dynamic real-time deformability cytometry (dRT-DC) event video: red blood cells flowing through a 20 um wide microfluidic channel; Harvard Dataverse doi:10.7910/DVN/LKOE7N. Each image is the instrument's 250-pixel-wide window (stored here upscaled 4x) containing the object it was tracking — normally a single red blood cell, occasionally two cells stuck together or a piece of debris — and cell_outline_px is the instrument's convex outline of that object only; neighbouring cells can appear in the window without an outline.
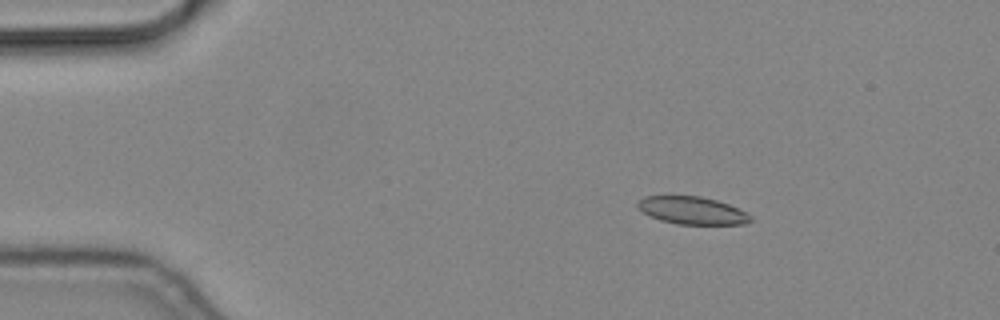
{"species": "common noctule bat (a hibernating species)", "species_latin": "Nyctalus noctula", "temperature_condition": "cold", "stored_images_in_passage": 57, "camera_frame_rate_fps": 3000, "um_per_image_px": 0.085, "animal": {"sex": "male", "body_mass_g": 19.2, "forearm_length_mm": 51.8}, "frame": {"image": 1, "passage_image": 10, "time_ms": 3.0, "image_size_px": [1000, 320], "cell_outline_px": [[752, 220], [744, 224], [676, 224], [660, 220], [648, 216], [636, 208], [636, 204], [644, 196], [700, 196], [716, 200], [728, 204], [752, 216]], "centroid_in_image_um": [58.78, 17.89], "position_along_channel_um": 26.2, "area_um2": 18.15}}
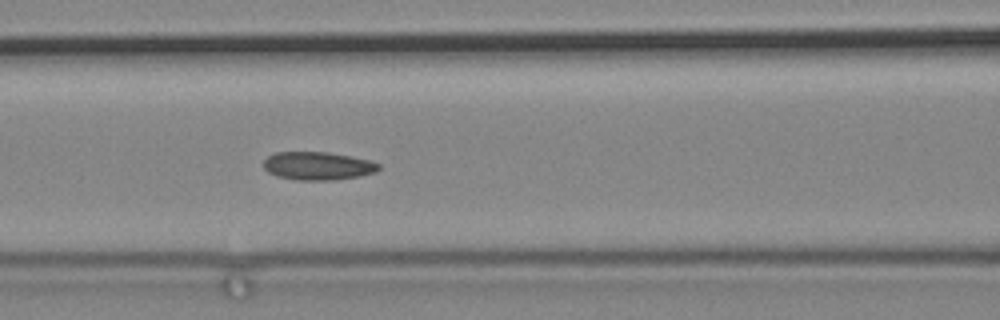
{"frame": {"image": 2, "passage_image": 25, "time_ms": 8.0, "image_size_px": [1000, 320], "cell_outline_px": [[380, 168], [376, 172], [360, 176], [332, 180], [296, 180], [276, 176], [268, 172], [264, 168], [264, 160], [268, 156], [276, 152], [328, 152], [352, 156], [368, 160], [380, 164]], "centroid_in_image_um": [27.01, 14.1], "position_along_channel_um": 139.6, "area_um2": 18.96}}
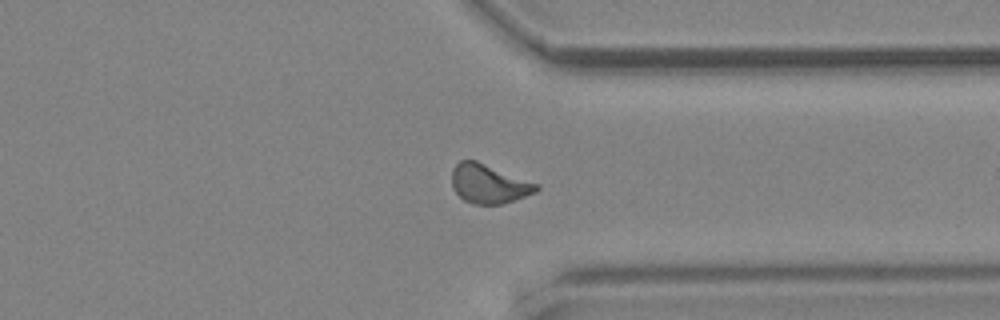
{"frame": {"image": 3, "passage_image": 44, "time_ms": 14.333, "image_size_px": [1000, 320], "cell_outline_px": [[540, 188], [536, 192], [500, 204], [472, 204], [464, 200], [452, 188], [452, 168], [460, 160], [476, 160], [540, 184]], "centroid_in_image_um": [41.54, 15.61], "position_along_channel_um": 369.9, "area_um2": 19.25}}